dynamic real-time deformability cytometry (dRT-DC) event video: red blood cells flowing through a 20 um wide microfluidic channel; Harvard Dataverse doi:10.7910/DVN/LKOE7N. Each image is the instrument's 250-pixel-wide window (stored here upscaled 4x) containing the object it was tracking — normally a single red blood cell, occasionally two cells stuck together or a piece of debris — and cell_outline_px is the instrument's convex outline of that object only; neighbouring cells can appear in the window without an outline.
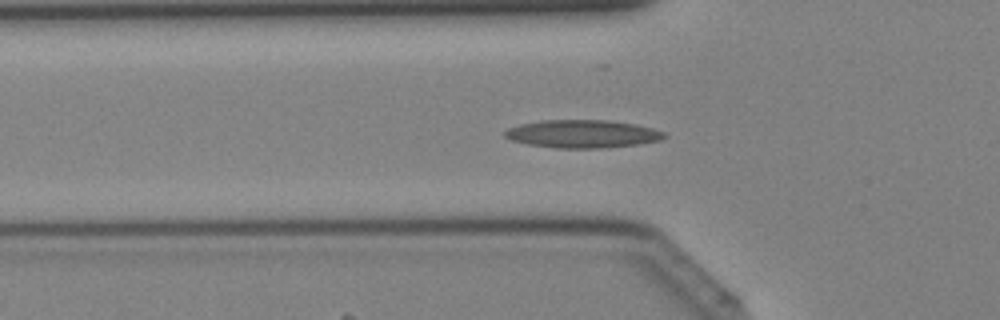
{"species": "Egyptian fruit bat (a non-hibernating species)", "species_latin": "Rousettus aegyptiacus", "temperature_condition": "cold", "stored_images_in_passage": 41, "camera_frame_rate_fps": 3000, "um_per_image_px": 0.085, "animal": {"sex": "female"}, "frame": {"image": 1, "passage_image": 14, "time_ms": 4.333, "image_size_px": [1000, 320], "cell_outline_px": [[668, 136], [660, 140], [636, 144], [600, 148], [556, 148], [528, 144], [512, 140], [504, 136], [504, 132], [508, 128], [520, 124], [540, 120], [612, 120], [636, 124], [652, 128], [664, 132]], "centroid_in_image_um": [49.51, 11.37], "position_along_channel_um": 76.3, "area_um2": 25.95}}
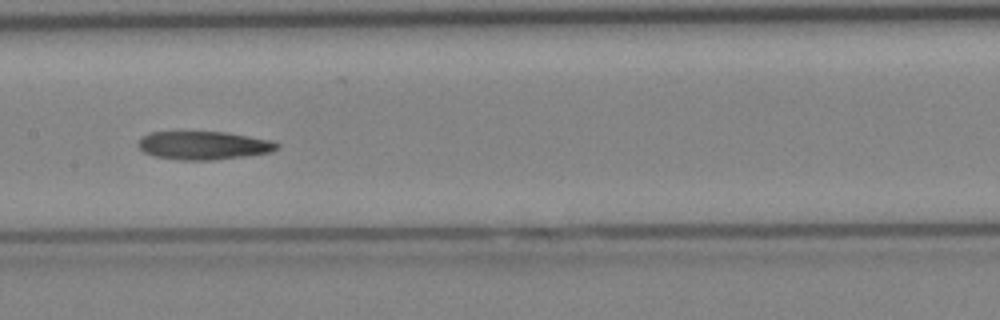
{"frame": {"image": 2, "passage_image": 21, "time_ms": 6.667, "image_size_px": [1000, 320], "cell_outline_px": [[280, 144], [272, 152], [244, 156], [212, 160], [180, 160], [152, 156], [144, 152], [136, 144], [140, 136], [148, 132], [176, 128], [224, 132], [272, 140]], "centroid_in_image_um": [17.17, 12.3], "position_along_channel_um": 190.2, "area_um2": 24.1}}
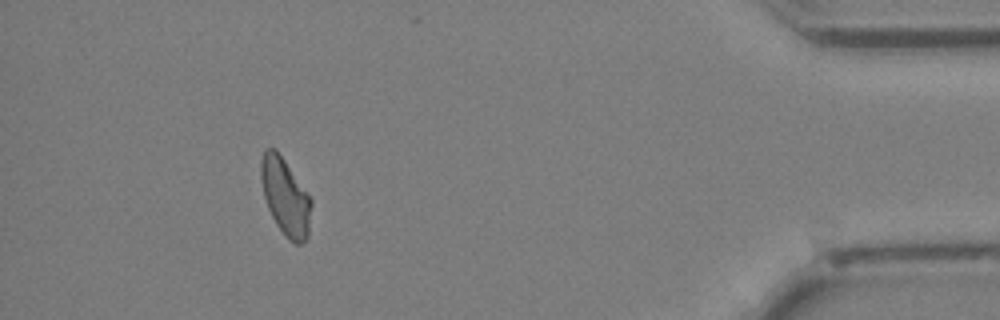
{"frame": {"image": 3, "passage_image": 38, "time_ms": 12.333, "image_size_px": [1000, 320], "cell_outline_px": [[312, 204], [308, 236], [300, 244], [296, 244], [288, 240], [276, 224], [268, 208], [264, 196], [260, 176], [260, 160], [264, 148], [276, 148], [312, 200]], "centroid_in_image_um": [24.24, 16.71], "position_along_channel_um": 411.0, "area_um2": 22.54}}